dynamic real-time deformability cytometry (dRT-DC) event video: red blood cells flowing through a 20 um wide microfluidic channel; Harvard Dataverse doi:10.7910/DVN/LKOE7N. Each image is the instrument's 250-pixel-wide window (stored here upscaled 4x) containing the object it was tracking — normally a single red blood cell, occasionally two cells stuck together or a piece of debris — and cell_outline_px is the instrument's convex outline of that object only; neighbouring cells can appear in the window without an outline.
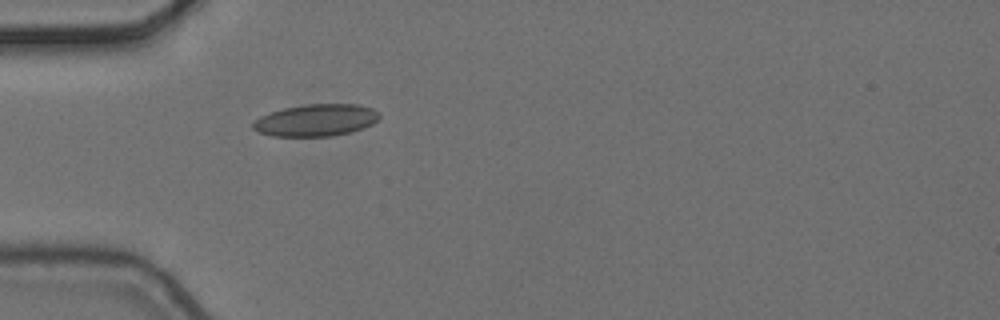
{"species": "common noctule bat (a hibernating species)", "species_latin": "Nyctalus noctula", "temperature_condition": "cold", "stored_images_in_passage": 1, "camera_frame_rate_fps": 3000, "um_per_image_px": 0.085, "animal": {"sex": "female", "body_mass_g": 24.6, "forearm_length_mm": 56.2}, "frame": {"image": 1, "passage_image": 1, "time_ms": 0.0, "image_size_px": [1000, 320], "cell_outline_px": [[380, 116], [372, 124], [364, 128], [332, 136], [272, 136], [260, 132], [252, 128], [252, 124], [260, 116], [284, 108], [308, 104], [356, 104], [372, 108], [380, 112]], "centroid_in_image_um": [26.88, 10.21], "position_along_channel_um": 58.1, "area_um2": 23.41}}